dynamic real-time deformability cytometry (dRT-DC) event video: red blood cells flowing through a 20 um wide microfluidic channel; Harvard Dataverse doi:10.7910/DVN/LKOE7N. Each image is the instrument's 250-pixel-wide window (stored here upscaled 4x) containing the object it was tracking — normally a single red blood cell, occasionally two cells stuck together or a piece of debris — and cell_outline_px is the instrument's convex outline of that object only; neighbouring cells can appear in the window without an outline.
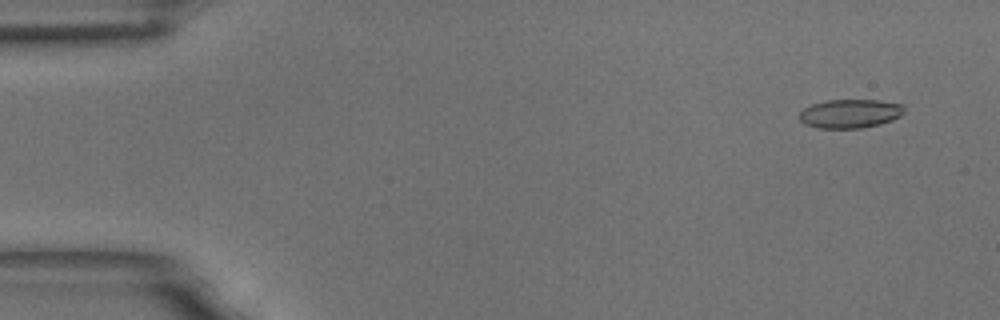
{"species": "common noctule bat (a hibernating species)", "species_latin": "Nyctalus noctula", "temperature_condition": "room temperature", "stored_images_in_passage": 7, "camera_frame_rate_fps": 3000, "um_per_image_px": 0.085, "animal": {"sex": "male", "body_mass_g": 18.8}, "frame": {"image": 1, "passage_image": 2, "time_ms": 0.333, "image_size_px": [1000, 320], "cell_outline_px": [[904, 112], [900, 116], [892, 120], [880, 124], [860, 128], [816, 128], [804, 124], [800, 120], [800, 112], [804, 108], [812, 104], [824, 100], [880, 100], [904, 104]], "centroid_in_image_um": [72.26, 9.65], "position_along_channel_um": 12.7, "area_um2": 17.74}}
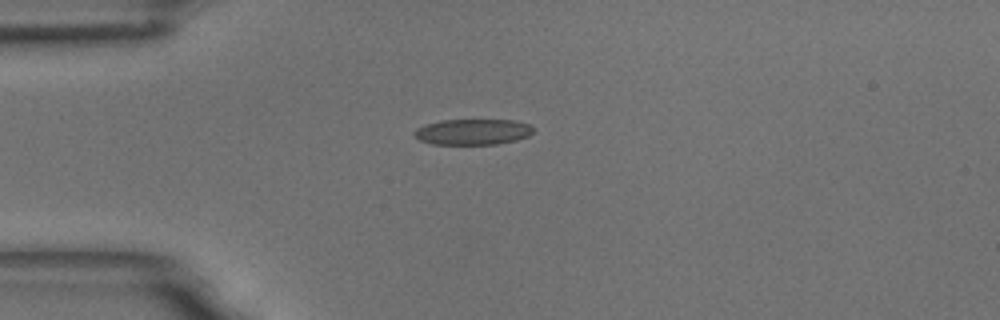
{"frame": {"image": 2, "passage_image": 5, "time_ms": 1.333, "image_size_px": [1000, 320], "cell_outline_px": [[536, 128], [528, 136], [516, 140], [496, 144], [432, 144], [420, 140], [412, 132], [416, 128], [440, 120], [516, 120], [532, 124]], "centroid_in_image_um": [40.24, 11.2], "position_along_channel_um": 44.8, "area_um2": 17.98}}